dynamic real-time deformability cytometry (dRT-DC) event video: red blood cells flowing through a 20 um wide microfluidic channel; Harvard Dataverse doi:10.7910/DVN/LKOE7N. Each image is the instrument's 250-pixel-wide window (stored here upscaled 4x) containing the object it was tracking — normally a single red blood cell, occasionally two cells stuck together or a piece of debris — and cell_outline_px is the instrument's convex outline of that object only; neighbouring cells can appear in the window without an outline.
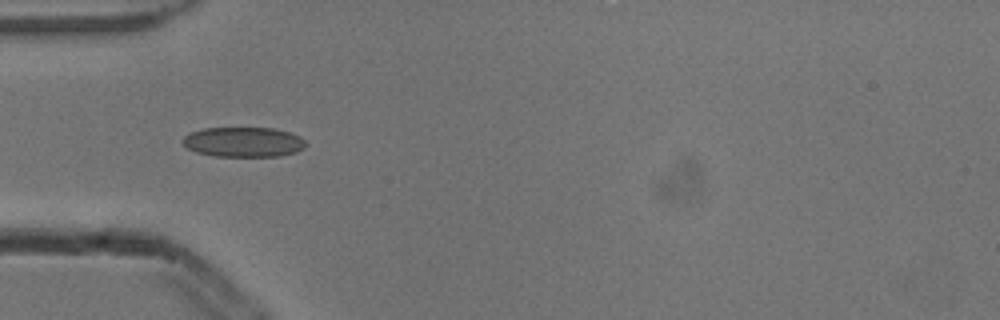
{"species": "common noctule bat (a hibernating species)", "species_latin": "Nyctalus noctula", "temperature_condition": "cold", "stored_images_in_passage": 7, "camera_frame_rate_fps": 3000, "um_per_image_px": 0.085, "animal": {"sex": "male", "body_mass_g": 13.3}, "frame": {"image": 1, "passage_image": 5, "time_ms": 1.333, "image_size_px": [1000, 320], "cell_outline_px": [[308, 144], [304, 148], [296, 152], [280, 156], [212, 156], [196, 152], [188, 148], [184, 144], [184, 136], [192, 132], [204, 128], [272, 128], [288, 132], [300, 136]], "centroid_in_image_um": [20.73, 12.08], "position_along_channel_um": 64.3, "area_um2": 21.39}}
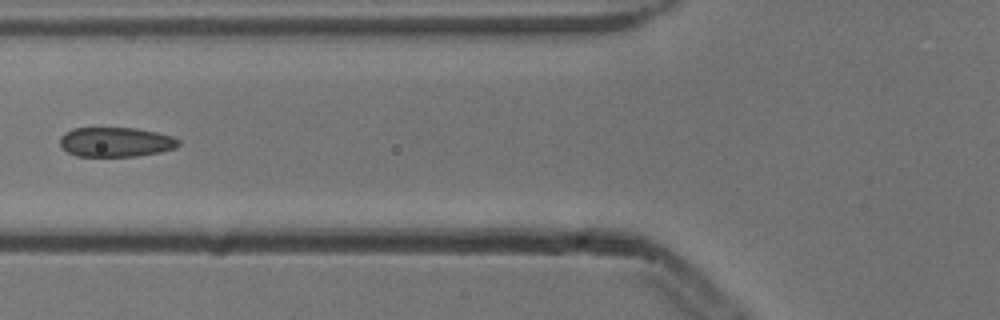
{"frame": {"image": 2, "passage_image": 6, "time_ms": 1.667, "image_size_px": [1000, 320], "cell_outline_px": [[180, 144], [176, 148], [160, 152], [136, 156], [76, 156], [60, 148], [60, 136], [64, 132], [72, 128], [136, 128], [156, 132], [172, 136], [180, 140]], "centroid_in_image_um": [9.82, 12.07], "position_along_channel_um": 116.0, "area_um2": 20.63}}
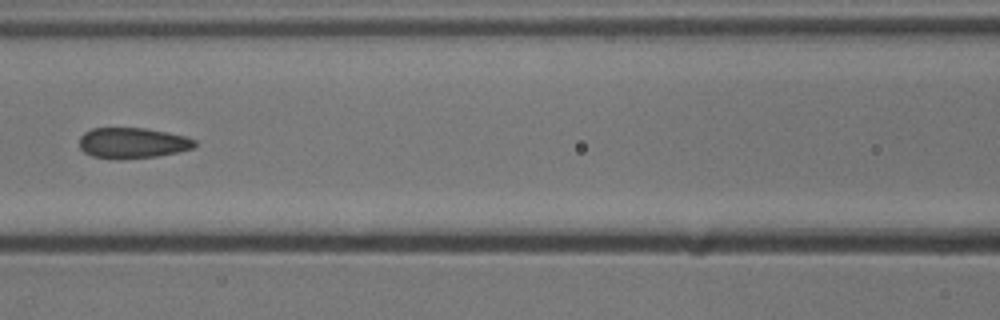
{"frame": {"image": 3, "passage_image": 7, "time_ms": 2.0, "image_size_px": [1000, 320], "cell_outline_px": [[196, 144], [192, 148], [176, 152], [156, 156], [92, 156], [84, 152], [80, 148], [80, 136], [84, 132], [92, 128], [144, 128], [184, 136], [196, 140]], "centroid_in_image_um": [11.25, 12.1], "position_along_channel_um": 155.3, "area_um2": 19.59}}